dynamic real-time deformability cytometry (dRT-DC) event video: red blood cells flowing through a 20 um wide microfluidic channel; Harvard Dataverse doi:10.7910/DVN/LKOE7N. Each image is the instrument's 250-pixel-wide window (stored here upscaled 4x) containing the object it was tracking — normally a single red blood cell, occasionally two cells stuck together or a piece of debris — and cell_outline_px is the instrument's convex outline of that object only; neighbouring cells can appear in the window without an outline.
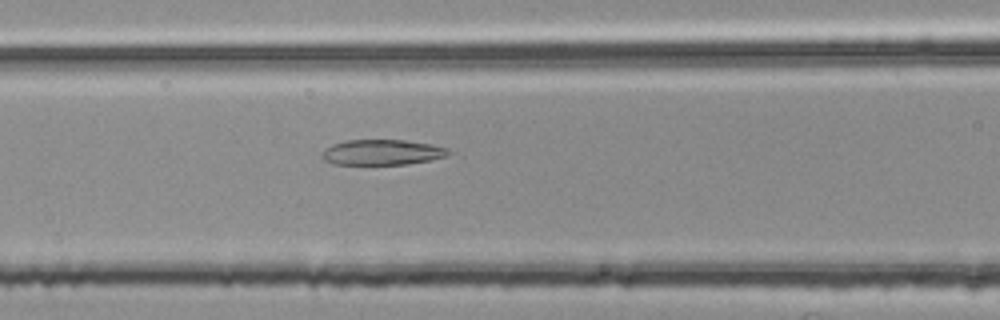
{"species": "common noctule bat (a hibernating species)", "species_latin": "Nyctalus noctula", "temperature_condition": "room temperature", "stored_images_in_passage": 40, "camera_frame_rate_fps": 3000, "um_per_image_px": 0.085, "animal": {"sex": "female", "body_mass_g": 25.1}, "frame": {"image": 1, "passage_image": 9, "time_ms": 2.667, "image_size_px": [1000, 320], "cell_outline_px": [[452, 152], [448, 156], [408, 164], [332, 164], [324, 160], [320, 156], [320, 152], [324, 148], [332, 144], [344, 140], [404, 140], [432, 144], [448, 148]], "centroid_in_image_um": [32.45, 12.94], "position_along_channel_um": 134.2, "area_um2": 18.96}}
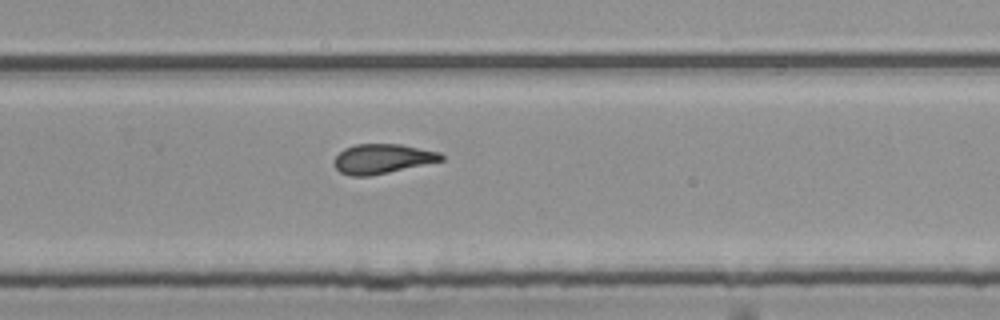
{"frame": {"image": 2, "passage_image": 22, "time_ms": 7.0, "image_size_px": [1000, 320], "cell_outline_px": [[444, 160], [388, 172], [368, 176], [352, 176], [340, 172], [332, 164], [332, 160], [344, 148], [356, 144], [400, 144], [440, 152], [444, 156]], "centroid_in_image_um": [32.47, 13.49], "position_along_channel_um": 297.3, "area_um2": 18.44}}
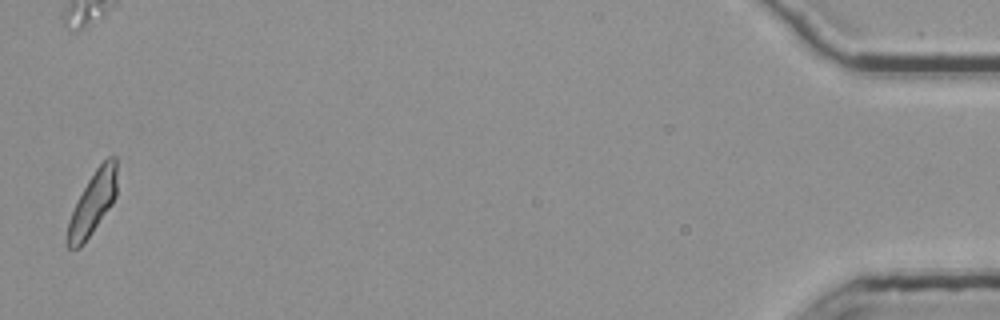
{"frame": {"image": 3, "passage_image": 40, "time_ms": 13.0, "image_size_px": [1000, 320], "cell_outline_px": [[116, 196], [112, 204], [84, 244], [80, 248], [68, 248], [64, 244], [64, 240], [68, 220], [76, 200], [88, 180], [96, 168], [108, 156], [116, 156]], "centroid_in_image_um": [7.82, 17.33], "position_along_channel_um": 427.4, "area_um2": 18.44}, "authors_computed_cell_mechanics": {"area_um2": 18.8139, "velocity_mm_per_s": 3.7761, "shape_relaxation_time_tau1_ms": null, "shape_relaxation_time_tau2_ms": 3.5967, "deformation_change_tau1": null, "deformation_change_tau2": 0.1304}}